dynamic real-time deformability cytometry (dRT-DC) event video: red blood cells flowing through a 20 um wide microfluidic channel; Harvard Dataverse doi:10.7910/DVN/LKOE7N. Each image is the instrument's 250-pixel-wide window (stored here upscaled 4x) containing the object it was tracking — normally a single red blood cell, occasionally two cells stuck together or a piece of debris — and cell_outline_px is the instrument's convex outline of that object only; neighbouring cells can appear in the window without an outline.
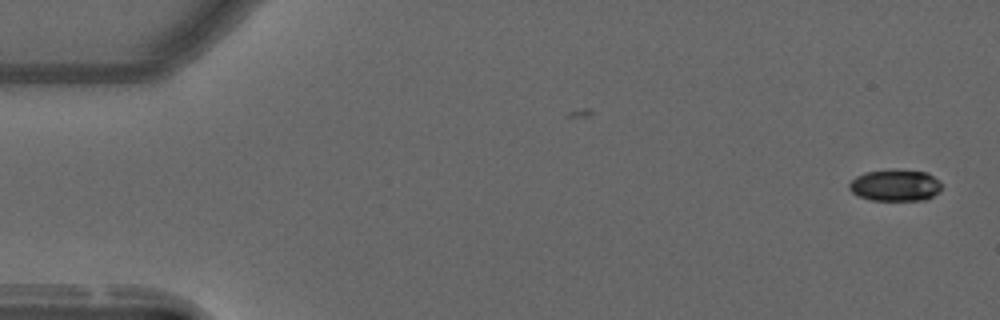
{"species": "common noctule bat (a hibernating species)", "species_latin": "Nyctalus noctula", "temperature_condition": "warm", "stored_images_in_passage": 31, "camera_frame_rate_fps": 3000, "um_per_image_px": 0.085, "animal": {"sex": "male", "forearm_length_mm": 52.5}, "frame": {"image": 1, "passage_image": 1, "time_ms": 0.0, "image_size_px": [1000, 320], "cell_outline_px": [[940, 192], [924, 200], [872, 200], [860, 196], [852, 192], [848, 188], [848, 184], [856, 176], [864, 172], [928, 172], [940, 180]], "centroid_in_image_um": [76.1, 15.79], "position_along_channel_um": 8.9, "area_um2": 16.42}}